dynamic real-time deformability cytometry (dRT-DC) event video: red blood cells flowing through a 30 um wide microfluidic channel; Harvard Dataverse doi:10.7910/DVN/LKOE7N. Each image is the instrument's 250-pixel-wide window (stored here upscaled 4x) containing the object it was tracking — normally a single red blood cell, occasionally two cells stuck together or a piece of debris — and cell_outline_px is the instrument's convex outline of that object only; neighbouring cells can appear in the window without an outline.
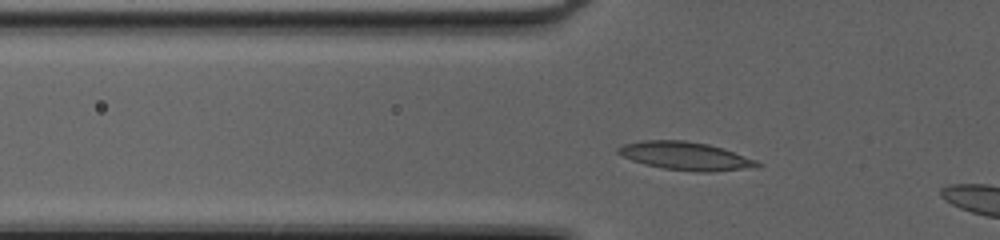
{"species": "common noctule bat (a hibernating species)", "species_latin": "Nyctalus noctula", "temperature_condition": "cold", "stored_images_in_passage": 6, "camera_frame_rate_fps": 3000, "um_per_image_px": 0.085, "animal": {"sex": "female", "body_mass_g": 20.0, "forearm_length_mm": 54.0}, "frame": {"image": 1, "passage_image": 4, "time_ms": 1.0, "image_size_px": [1000, 240], "cell_outline_px": [[764, 164], [740, 168], [712, 172], [696, 172], [664, 168], [644, 164], [632, 160], [616, 152], [616, 148], [624, 144], [644, 140], [684, 140], [708, 144], [756, 160]], "centroid_in_image_um": [58.18, 13.25], "position_along_channel_um": 67.6, "area_um2": 22.31}}